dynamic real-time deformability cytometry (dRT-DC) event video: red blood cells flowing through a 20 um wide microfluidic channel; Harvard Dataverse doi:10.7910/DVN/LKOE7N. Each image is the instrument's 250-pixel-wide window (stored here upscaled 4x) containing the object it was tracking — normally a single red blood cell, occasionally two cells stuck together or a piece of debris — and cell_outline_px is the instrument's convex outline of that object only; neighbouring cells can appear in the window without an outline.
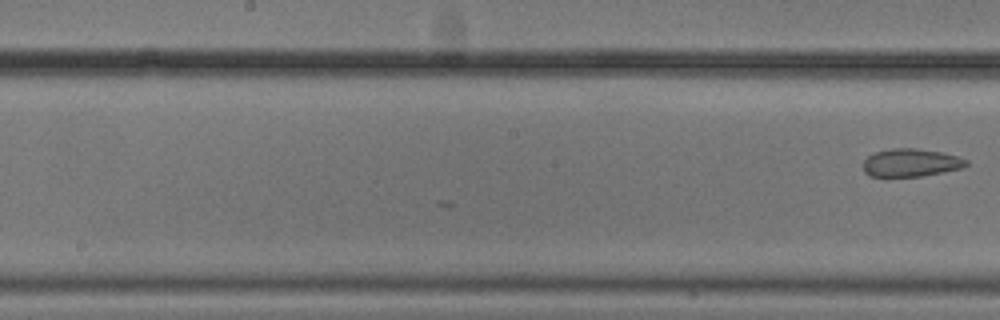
{"species": "common noctule bat (a hibernating species)", "species_latin": "Nyctalus noctula", "temperature_condition": "cold", "stored_images_in_passage": 26, "camera_frame_rate_fps": 3000, "um_per_image_px": 0.085, "animal": {"sex": "male", "body_mass_g": 20.5, "forearm_length_mm": 52.5}, "frame": {"image": 1, "passage_image": 26, "time_ms": 8.333, "image_size_px": [1000, 320], "cell_outline_px": [[968, 164], [964, 168], [920, 176], [868, 176], [864, 172], [864, 160], [868, 156], [876, 152], [892, 148], [916, 148], [940, 152], [960, 156], [968, 160]], "centroid_in_image_um": [77.45, 13.82], "position_along_channel_um": 170.7, "area_um2": 16.76}}